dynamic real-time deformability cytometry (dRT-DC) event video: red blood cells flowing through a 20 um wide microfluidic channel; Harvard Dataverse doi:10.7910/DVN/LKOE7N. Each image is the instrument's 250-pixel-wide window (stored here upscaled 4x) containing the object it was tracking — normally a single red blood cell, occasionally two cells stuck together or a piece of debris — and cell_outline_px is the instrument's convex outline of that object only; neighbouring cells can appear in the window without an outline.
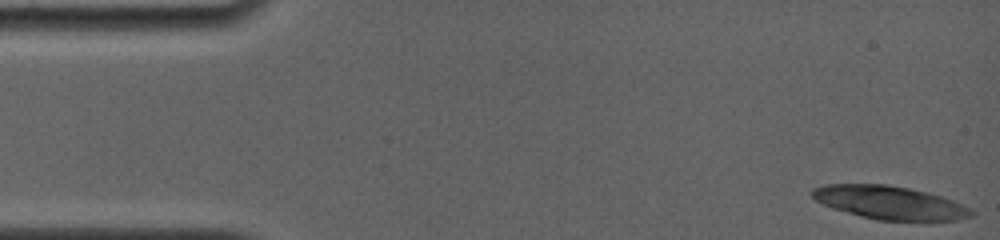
{"species": "common noctule bat (a hibernating species)", "species_latin": "Nyctalus noctula", "temperature_condition": "room temperature", "stored_images_in_passage": 5, "camera_frame_rate_fps": 4000, "um_per_image_px": 0.085, "animal": {"sex": "female", "body_mass_g": 19.0, "forearm_length_mm": 56.7}, "frame": {"image": 1, "passage_image": 1, "time_ms": 0.0, "image_size_px": [1000, 240], "cell_outline_px": [[972, 216], [956, 220], [880, 220], [832, 208], [816, 200], [812, 196], [812, 188], [828, 184], [888, 184], [928, 192], [952, 200], [968, 208], [972, 212]], "centroid_in_image_um": [75.6, 17.2], "position_along_channel_um": 9.4, "area_um2": 30.29}}